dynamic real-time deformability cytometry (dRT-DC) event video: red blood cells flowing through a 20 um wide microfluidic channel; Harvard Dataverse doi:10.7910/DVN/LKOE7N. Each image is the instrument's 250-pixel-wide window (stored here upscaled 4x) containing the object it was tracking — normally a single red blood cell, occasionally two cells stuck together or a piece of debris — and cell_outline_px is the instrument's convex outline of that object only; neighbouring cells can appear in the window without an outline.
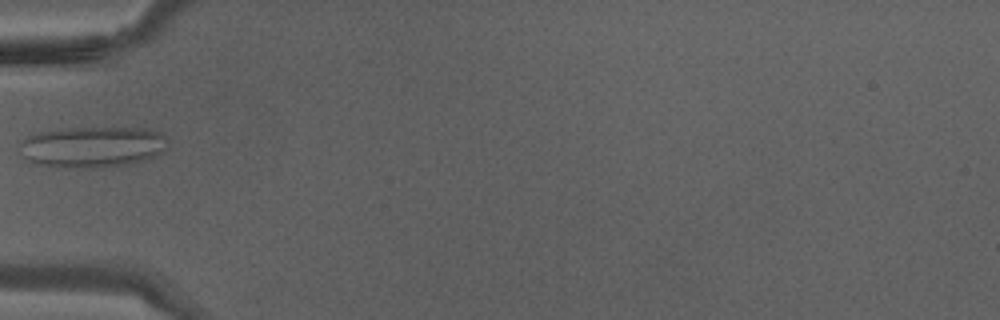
{"species": "Egyptian fruit bat (a non-hibernating species)", "species_latin": "Rousettus aegyptiacus", "temperature_condition": "warm", "stored_images_in_passage": 24, "camera_frame_rate_fps": 3000, "um_per_image_px": 0.085, "animal": {"sex": "male"}, "frame": {"image": 1, "passage_image": 1, "time_ms": 0.0, "image_size_px": [1000, 320], "cell_outline_px": [[164, 148], [160, 152], [144, 160], [124, 164], [100, 168], [68, 168], [36, 164], [28, 160], [24, 156], [20, 144], [20, 140], [36, 132], [68, 128], [144, 128], [160, 132], [164, 136]], "centroid_in_image_um": [7.79, 12.48], "position_along_channel_um": 77.2, "area_um2": 35.08}}